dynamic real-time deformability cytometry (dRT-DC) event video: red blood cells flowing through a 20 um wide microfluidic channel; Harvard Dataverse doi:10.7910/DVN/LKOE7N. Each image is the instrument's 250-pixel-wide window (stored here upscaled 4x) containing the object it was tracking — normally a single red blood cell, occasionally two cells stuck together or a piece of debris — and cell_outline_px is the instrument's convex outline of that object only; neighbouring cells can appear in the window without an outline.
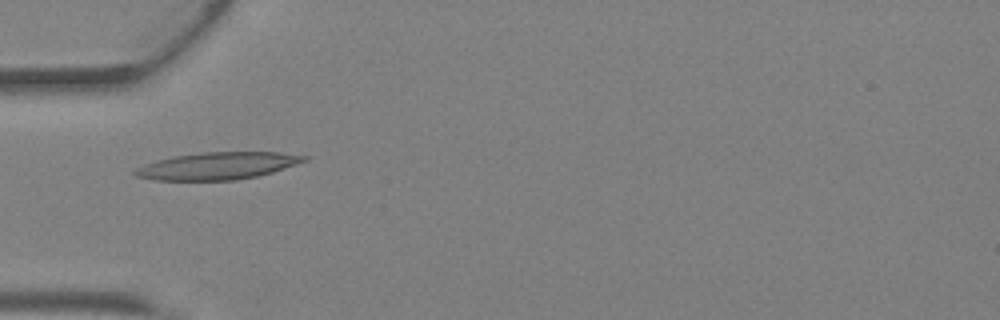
{"species": "Egyptian fruit bat (a non-hibernating species)", "species_latin": "Rousettus aegyptiacus", "temperature_condition": "warm", "stored_images_in_passage": 29, "camera_frame_rate_fps": 3000, "um_per_image_px": 0.085, "animal": {"sex": "female"}, "frame": {"image": 1, "passage_image": 1, "time_ms": 0.0, "image_size_px": [1000, 320], "cell_outline_px": [[308, 160], [272, 172], [256, 176], [236, 180], [156, 180], [136, 176], [132, 172], [136, 168], [144, 164], [156, 160], [176, 156], [204, 152], [280, 152], [308, 156]], "centroid_in_image_um": [18.49, 14.09], "position_along_channel_um": 66.5, "area_um2": 26.65}}
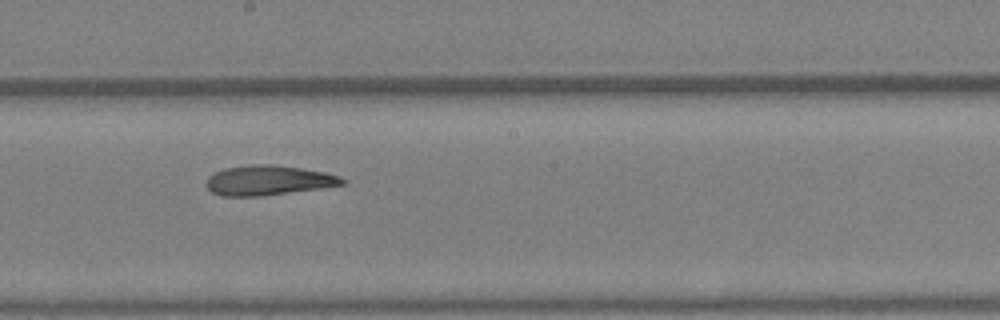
{"frame": {"image": 2, "passage_image": 11, "time_ms": 3.333, "image_size_px": [1000, 320], "cell_outline_px": [[348, 184], [320, 188], [260, 196], [220, 196], [212, 192], [204, 184], [208, 176], [224, 168], [252, 164], [272, 164], [300, 168], [324, 172], [340, 176], [348, 180]], "centroid_in_image_um": [22.81, 15.33], "position_along_channel_um": 225.4, "area_um2": 23.76}}
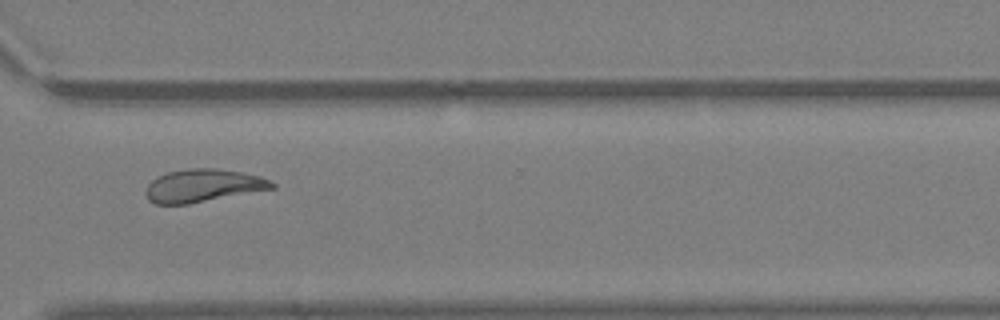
{"frame": {"image": 3, "passage_image": 19, "time_ms": 6.0, "image_size_px": [1000, 320], "cell_outline_px": [[276, 188], [188, 204], [156, 204], [148, 200], [144, 192], [148, 184], [156, 176], [168, 172], [188, 168], [216, 168], [240, 172], [260, 176], [276, 184]], "centroid_in_image_um": [17.23, 15.78], "position_along_channel_um": 353.4, "area_um2": 24.22}, "authors_computed_cell_mechanics": {"area_um2": 24.1026, "velocity_mm_per_s": 4.7977, "shape_relaxation_time_tau1_ms": null, "shape_relaxation_time_tau2_ms": 1.3513, "deformation_change_tau1": null, "deformation_change_tau2": 0.0932}}